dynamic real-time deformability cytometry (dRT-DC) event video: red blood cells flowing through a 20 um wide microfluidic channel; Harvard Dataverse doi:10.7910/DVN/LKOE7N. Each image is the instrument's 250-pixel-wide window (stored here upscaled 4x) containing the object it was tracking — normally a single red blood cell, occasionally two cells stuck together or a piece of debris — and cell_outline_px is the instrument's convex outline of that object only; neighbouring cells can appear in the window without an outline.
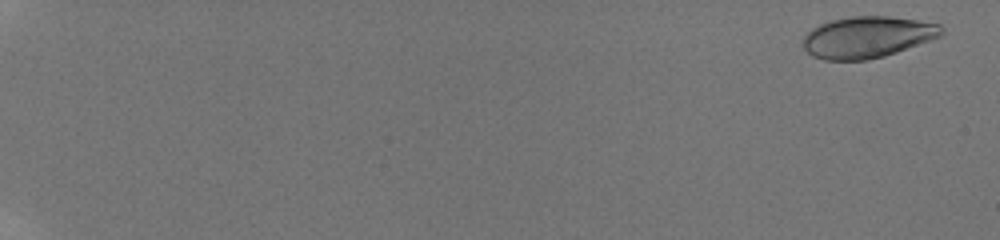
{"species": "human", "species_latin": "Homo sapiens", "temperature_condition": "room temperature", "stored_images_in_passage": 57, "camera_frame_rate_fps": 3000, "um_per_image_px": 0.085, "donor": {"sex": "male"}, "frame": {"image": 1, "passage_image": 3, "time_ms": 0.667, "image_size_px": [1000, 240], "cell_outline_px": [[944, 32], [940, 36], [896, 52], [884, 56], [868, 60], [824, 60], [812, 56], [804, 48], [804, 36], [812, 28], [820, 24], [832, 20], [852, 16], [888, 16], [916, 20], [940, 24], [944, 28]], "centroid_in_image_um": [73.72, 3.15], "position_along_channel_um": 11.3, "area_um2": 33.23}}
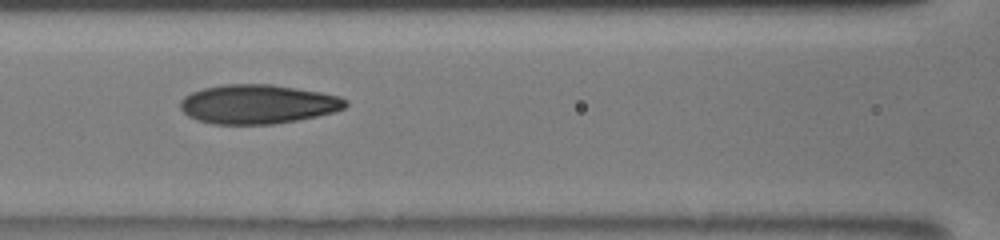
{"frame": {"image": 2, "passage_image": 31, "time_ms": 10.0, "image_size_px": [1000, 240], "cell_outline_px": [[348, 104], [344, 108], [336, 112], [296, 120], [272, 124], [212, 124], [196, 120], [188, 116], [180, 108], [180, 100], [184, 96], [192, 92], [204, 88], [224, 84], [272, 84], [320, 92], [340, 96], [348, 100]], "centroid_in_image_um": [21.91, 8.85], "position_along_channel_um": 144.7, "area_um2": 37.86}}
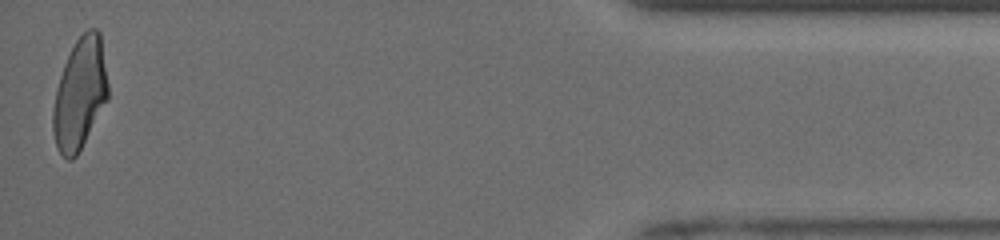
{"frame": {"image": 3, "passage_image": 57, "time_ms": 18.667, "image_size_px": [1000, 240], "cell_outline_px": [[108, 100], [76, 156], [72, 160], [68, 160], [56, 148], [52, 128], [52, 112], [56, 88], [64, 64], [76, 40], [88, 28], [96, 28], [100, 32], [108, 84]], "centroid_in_image_um": [6.78, 7.98], "position_along_channel_um": 428.4, "area_um2": 35.55}, "authors_computed_cell_mechanics": {"area_um2": 35.6626, "velocity_mm_per_s": 3.9761, "shape_relaxation_time_tau1_ms": 5.8099, "shape_relaxation_time_tau2_ms": 1.3745, "deformation_change_tau1": 0.1977, "deformation_change_tau2": 0.0772}}